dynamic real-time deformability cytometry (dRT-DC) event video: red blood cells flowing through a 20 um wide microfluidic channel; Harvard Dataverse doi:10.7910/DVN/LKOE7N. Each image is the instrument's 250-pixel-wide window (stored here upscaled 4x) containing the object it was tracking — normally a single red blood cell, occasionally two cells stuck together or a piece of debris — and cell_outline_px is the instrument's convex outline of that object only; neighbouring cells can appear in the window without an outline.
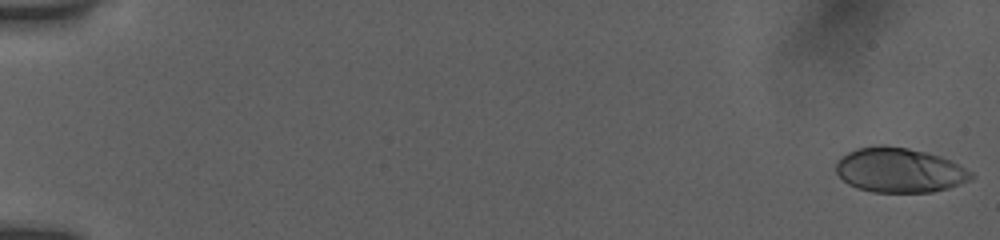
{"species": "human", "species_latin": "Homo sapiens", "temperature_condition": "room temperature", "stored_images_in_passage": 54, "camera_frame_rate_fps": 3000, "um_per_image_px": 0.085, "donor": {"sex": "female"}, "frame": {"image": 1, "passage_image": 1, "time_ms": 0.0, "image_size_px": [1000, 240], "cell_outline_px": [[976, 176], [972, 180], [948, 188], [932, 192], [872, 192], [856, 188], [848, 184], [836, 172], [836, 160], [848, 152], [856, 148], [876, 144], [884, 144], [908, 148], [940, 156], [972, 172]], "centroid_in_image_um": [76.43, 14.46], "position_along_channel_um": 8.6, "area_um2": 35.37}}
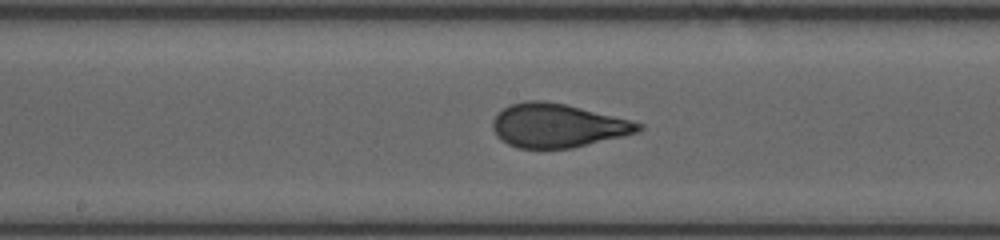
{"frame": {"image": 2, "passage_image": 30, "time_ms": 9.667, "image_size_px": [1000, 240], "cell_outline_px": [[644, 128], [640, 132], [624, 136], [572, 148], [520, 148], [508, 144], [500, 140], [496, 136], [492, 128], [492, 120], [496, 112], [512, 104], [524, 100], [544, 100], [564, 104], [644, 124]], "centroid_in_image_um": [47.35, 10.68], "position_along_channel_um": 200.8, "area_um2": 37.11}}
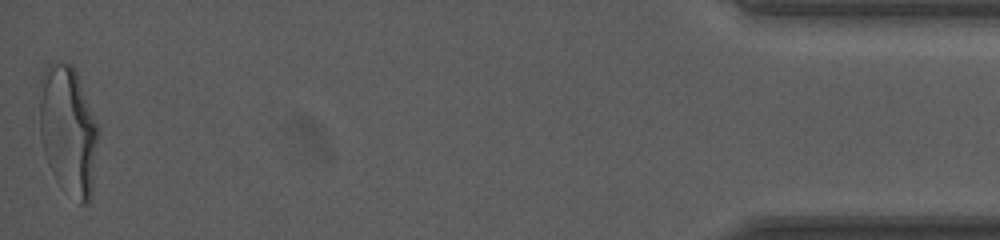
{"frame": {"image": 3, "passage_image": 54, "time_ms": 17.667, "image_size_px": [1000, 240], "cell_outline_px": [[100, 132], [92, 192], [88, 204], [80, 204], [52, 172], [48, 164], [44, 152], [40, 132], [40, 76], [48, 60], [72, 64], [76, 72], [100, 128]], "centroid_in_image_um": [5.82, 11.01], "position_along_channel_um": 429.4, "area_um2": 44.45}, "authors_computed_cell_mechanics": {"area_um2": 36.5296, "velocity_mm_per_s": 3.891, "shape_relaxation_time_tau1_ms": 6.934, "shape_relaxation_time_tau2_ms": null, "deformation_change_tau1": 0.2606, "deformation_change_tau2": null}}